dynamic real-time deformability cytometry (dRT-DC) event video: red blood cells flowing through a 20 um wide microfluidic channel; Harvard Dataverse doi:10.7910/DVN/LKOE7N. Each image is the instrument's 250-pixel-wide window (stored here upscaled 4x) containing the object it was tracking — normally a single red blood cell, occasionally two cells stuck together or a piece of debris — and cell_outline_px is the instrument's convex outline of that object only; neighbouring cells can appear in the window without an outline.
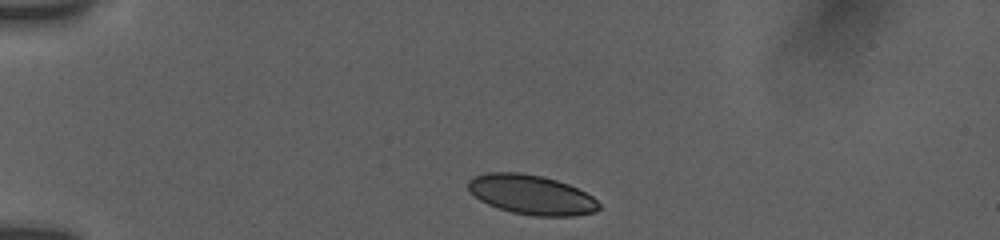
{"species": "human", "species_latin": "Homo sapiens", "temperature_condition": "room temperature", "stored_images_in_passage": 5, "camera_frame_rate_fps": 3000, "um_per_image_px": 0.085, "donor": {"sex": "female"}, "frame": {"image": 1, "passage_image": 1, "time_ms": 0.0, "image_size_px": [1000, 240], "cell_outline_px": [[600, 208], [596, 212], [572, 216], [536, 216], [512, 212], [488, 204], [480, 200], [468, 188], [468, 180], [472, 176], [488, 172], [520, 172], [540, 176], [556, 180], [568, 184], [592, 196], [600, 204]], "centroid_in_image_um": [45.17, 16.55], "position_along_channel_um": 39.8, "area_um2": 30.0}}
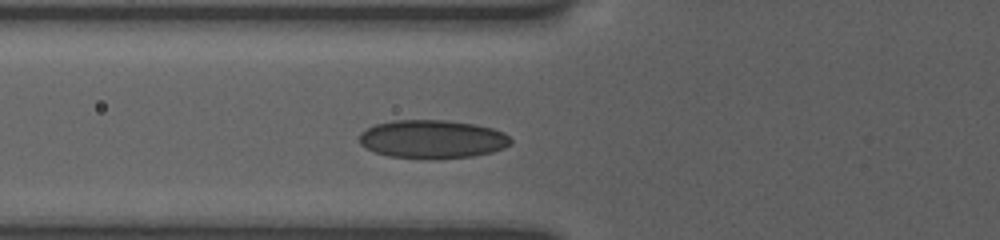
{"frame": {"image": 2, "passage_image": 5, "time_ms": 2.667, "image_size_px": [1000, 240], "cell_outline_px": [[512, 144], [504, 148], [492, 152], [472, 156], [436, 160], [388, 156], [376, 152], [360, 144], [356, 140], [360, 132], [376, 124], [392, 120], [448, 120], [476, 124], [492, 128], [504, 132], [512, 140]], "centroid_in_image_um": [36.75, 11.83], "position_along_channel_um": 89.0, "area_um2": 34.39}}